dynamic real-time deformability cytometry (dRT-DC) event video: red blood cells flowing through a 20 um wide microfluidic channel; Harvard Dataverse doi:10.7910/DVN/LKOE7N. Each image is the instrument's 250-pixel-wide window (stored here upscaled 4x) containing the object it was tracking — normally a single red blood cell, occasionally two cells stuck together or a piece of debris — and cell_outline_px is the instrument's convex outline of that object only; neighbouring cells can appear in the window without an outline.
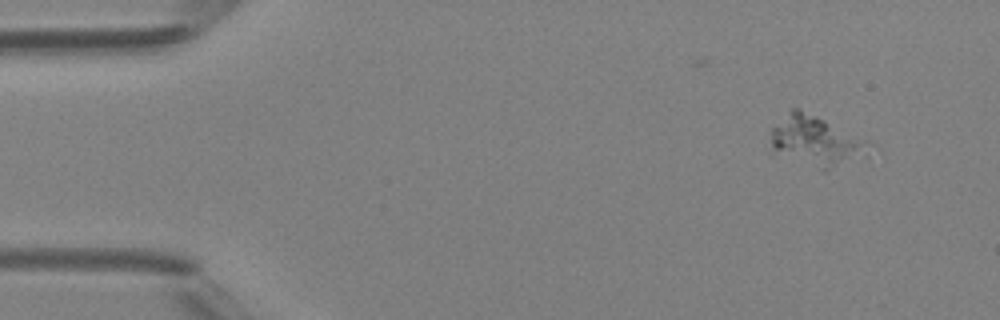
{"species": "Egyptian fruit bat (a non-hibernating species)", "species_latin": "Rousettus aegyptiacus", "temperature_condition": "room temperature", "stored_images_in_passage": 3, "camera_frame_rate_fps": 3000, "um_per_image_px": 0.085, "animal": {"sex": "female"}, "frame": {"image": 1, "passage_image": 1, "time_ms": 0.0, "image_size_px": [1000, 320], "cell_outline_px": [[872, 152], [868, 156], [824, 172], [772, 156], [768, 152], [772, 128], [792, 108], [800, 108], [824, 120], [868, 148]], "centroid_in_image_um": [69.13, 12.1], "position_along_channel_um": 15.9, "area_um2": 28.61}}